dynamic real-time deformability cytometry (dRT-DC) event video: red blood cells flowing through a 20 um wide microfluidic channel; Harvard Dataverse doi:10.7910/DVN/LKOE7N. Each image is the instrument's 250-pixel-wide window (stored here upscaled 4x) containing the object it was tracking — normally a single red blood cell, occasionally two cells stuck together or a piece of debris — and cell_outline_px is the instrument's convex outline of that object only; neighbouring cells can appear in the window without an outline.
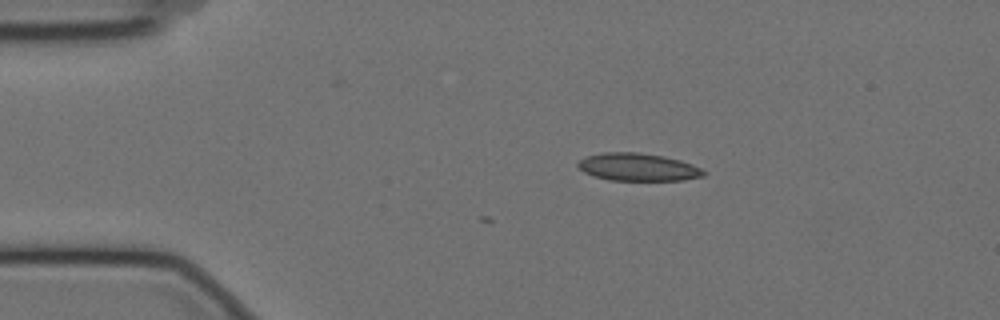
{"species": "Egyptian fruit bat (a non-hibernating species)", "species_latin": "Rousettus aegyptiacus", "temperature_condition": "cold", "stored_images_in_passage": 2, "camera_frame_rate_fps": 3000, "um_per_image_px": 0.085, "animal": {"sex": "female"}, "frame": {"image": 1, "passage_image": 2, "time_ms": 0.333, "image_size_px": [1000, 320], "cell_outline_px": [[708, 172], [704, 176], [684, 180], [608, 180], [592, 176], [584, 172], [576, 164], [580, 160], [588, 156], [604, 152], [636, 152], [664, 156], [680, 160], [692, 164]], "centroid_in_image_um": [54.24, 14.21], "position_along_channel_um": 30.8, "area_um2": 20.29}}